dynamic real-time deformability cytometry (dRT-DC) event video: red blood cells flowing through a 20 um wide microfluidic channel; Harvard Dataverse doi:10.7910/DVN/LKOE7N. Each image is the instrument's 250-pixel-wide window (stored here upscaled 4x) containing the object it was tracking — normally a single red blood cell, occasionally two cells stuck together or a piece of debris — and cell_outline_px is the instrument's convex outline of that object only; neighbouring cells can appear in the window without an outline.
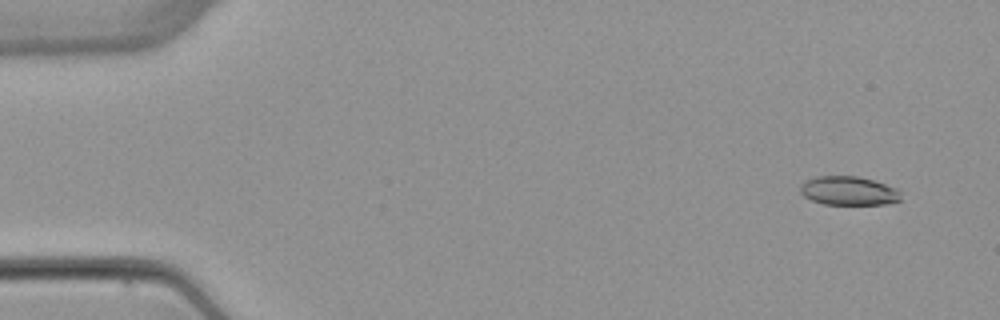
{"species": "common noctule bat (a hibernating species)", "species_latin": "Nyctalus noctula", "temperature_condition": "warm", "stored_images_in_passage": 4, "camera_frame_rate_fps": 3000, "um_per_image_px": 0.085, "animal": {"sex": "female", "body_mass_g": 22.7, "forearm_length_mm": 54.2}, "frame": {"image": 1, "passage_image": 1, "time_ms": 0.0, "image_size_px": [1000, 320], "cell_outline_px": [[900, 200], [884, 204], [824, 204], [812, 200], [804, 196], [800, 192], [800, 184], [804, 180], [816, 176], [856, 176], [872, 180], [896, 188], [900, 192]], "centroid_in_image_um": [72.08, 16.21], "position_along_channel_um": 12.9, "area_um2": 16.82}}
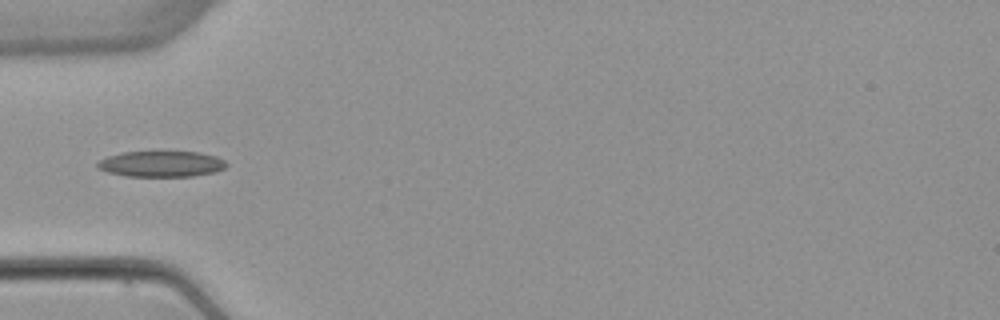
{"frame": {"image": 2, "passage_image": 4, "time_ms": 4.667, "image_size_px": [1000, 320], "cell_outline_px": [[228, 164], [224, 168], [216, 172], [192, 176], [124, 176], [108, 172], [96, 168], [96, 164], [100, 160], [108, 156], [124, 152], [200, 152], [216, 156], [224, 160]], "centroid_in_image_um": [13.72, 13.94], "position_along_channel_um": 71.3, "area_um2": 19.42}}